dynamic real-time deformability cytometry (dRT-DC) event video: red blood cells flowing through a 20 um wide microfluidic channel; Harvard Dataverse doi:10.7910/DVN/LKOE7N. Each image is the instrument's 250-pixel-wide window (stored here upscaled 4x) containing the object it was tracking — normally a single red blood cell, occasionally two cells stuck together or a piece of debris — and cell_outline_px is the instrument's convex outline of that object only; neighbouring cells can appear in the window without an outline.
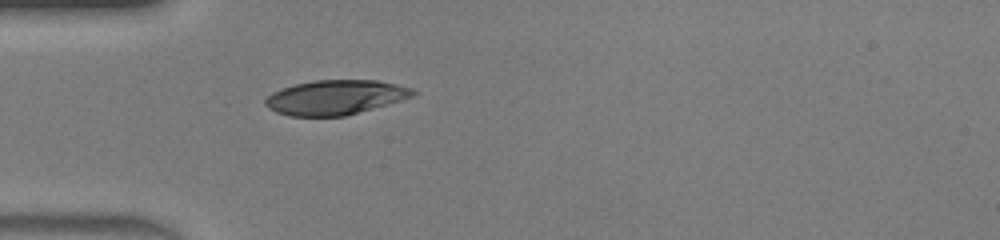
{"species": "human", "species_latin": "Homo sapiens", "temperature_condition": "warm", "stored_images_in_passage": 33, "camera_frame_rate_fps": 3000, "um_per_image_px": 0.085, "donor": {"sex": "male"}, "frame": {"image": 1, "passage_image": 1, "time_ms": 0.0, "image_size_px": [1000, 240], "cell_outline_px": [[416, 96], [388, 104], [344, 116], [288, 116], [276, 112], [268, 108], [264, 104], [264, 100], [272, 92], [280, 88], [312, 80], [376, 80], [396, 84], [412, 88], [416, 92]], "centroid_in_image_um": [28.49, 8.27], "position_along_channel_um": 56.5, "area_um2": 29.88}}
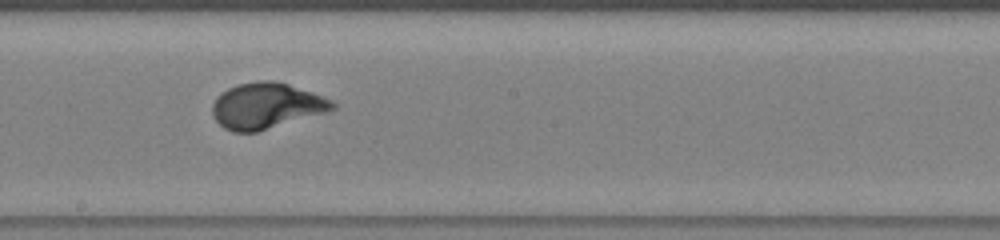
{"frame": {"image": 2, "passage_image": 13, "time_ms": 4.0, "image_size_px": [1000, 240], "cell_outline_px": [[336, 108], [328, 112], [256, 132], [232, 132], [224, 128], [212, 116], [212, 104], [216, 96], [228, 88], [236, 84], [256, 80], [276, 80], [312, 92], [332, 100], [336, 104]], "centroid_in_image_um": [22.62, 8.98], "position_along_channel_um": 225.6, "area_um2": 32.37}}
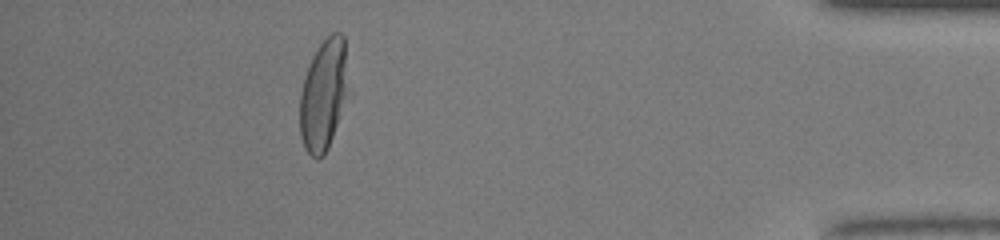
{"frame": {"image": 3, "passage_image": 29, "time_ms": 9.333, "image_size_px": [1000, 240], "cell_outline_px": [[352, 96], [328, 148], [324, 156], [316, 160], [304, 148], [300, 136], [300, 92], [304, 76], [308, 64], [312, 56], [320, 44], [332, 32], [340, 32], [344, 36], [352, 92]], "centroid_in_image_um": [27.59, 8.06], "position_along_channel_um": 407.6, "area_um2": 33.23}, "authors_computed_cell_mechanics": {"area_um2": 31.9056, "velocity_mm_per_s": 4.3764, "shape_relaxation_time_tau1_ms": 3.2086, "shape_relaxation_time_tau2_ms": null, "deformation_change_tau1": 0.2118, "deformation_change_tau2": null}}